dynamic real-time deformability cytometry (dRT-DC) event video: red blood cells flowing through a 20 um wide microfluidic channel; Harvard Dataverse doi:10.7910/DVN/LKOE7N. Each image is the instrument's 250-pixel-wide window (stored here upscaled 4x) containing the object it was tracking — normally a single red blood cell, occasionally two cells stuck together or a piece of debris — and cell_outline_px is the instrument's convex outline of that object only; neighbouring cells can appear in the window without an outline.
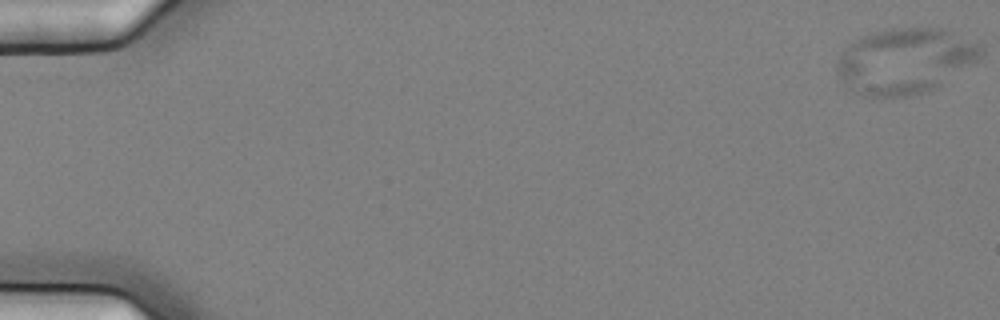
{"species": "common noctule bat (a hibernating species)", "species_latin": "Nyctalus noctula", "temperature_condition": "cold", "stored_images_in_passage": 5, "camera_frame_rate_fps": 3000, "um_per_image_px": 0.085, "animal": {"sex": "female", "body_mass_g": 25.1}, "frame": {"image": 1, "passage_image": 1, "time_ms": 0.0, "image_size_px": [1000, 320], "cell_outline_px": [[984, 56], [936, 88], [912, 96], [864, 96], [856, 92], [836, 72], [836, 60], [840, 52], [852, 40], [872, 32], [884, 28], [940, 28], [952, 32], [984, 44]], "centroid_in_image_um": [76.95, 5.15], "position_along_channel_um": 8.0, "area_um2": 55.37}}